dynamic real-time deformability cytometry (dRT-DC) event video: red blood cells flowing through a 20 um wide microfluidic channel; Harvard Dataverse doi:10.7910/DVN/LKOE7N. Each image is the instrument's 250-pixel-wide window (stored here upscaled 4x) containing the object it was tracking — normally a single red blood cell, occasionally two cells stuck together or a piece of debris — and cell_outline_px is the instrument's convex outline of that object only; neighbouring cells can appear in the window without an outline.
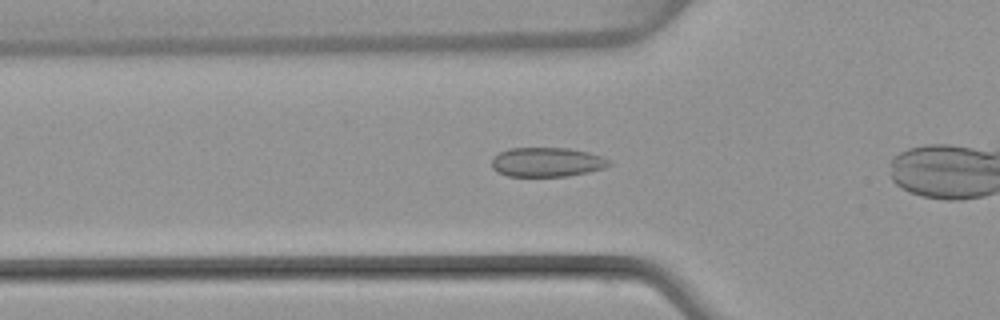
{"species": "common noctule bat (a hibernating species)", "species_latin": "Nyctalus noctula", "temperature_condition": "warm", "stored_images_in_passage": 25, "camera_frame_rate_fps": 3000, "um_per_image_px": 0.085, "animal": {"sex": "female", "body_mass_g": 22.7, "forearm_length_mm": 54.2}, "frame": {"image": 1, "passage_image": 2, "time_ms": 0.333, "image_size_px": [1000, 320], "cell_outline_px": [[612, 164], [604, 168], [588, 172], [568, 176], [508, 176], [492, 168], [492, 156], [508, 148], [568, 148], [588, 152], [612, 160]], "centroid_in_image_um": [46.5, 13.77], "position_along_channel_um": 79.3, "area_um2": 20.11}}
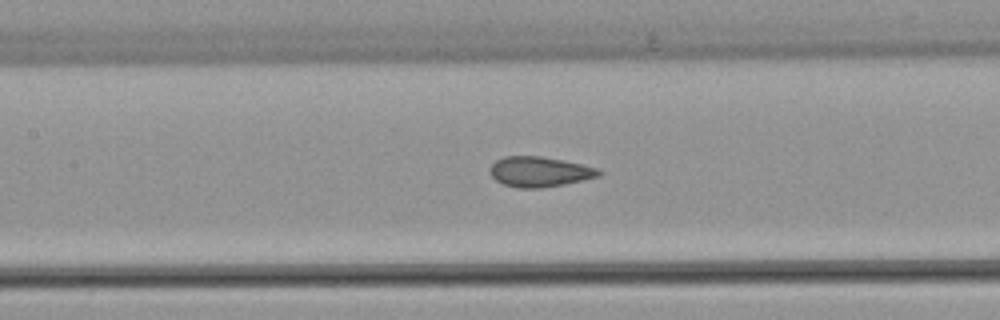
{"frame": {"image": 2, "passage_image": 8, "time_ms": 2.333, "image_size_px": [1000, 320], "cell_outline_px": [[604, 172], [600, 176], [564, 184], [540, 188], [516, 188], [504, 184], [496, 180], [492, 176], [488, 168], [496, 160], [504, 156], [540, 156], [564, 160], [596, 168]], "centroid_in_image_um": [45.84, 14.59], "position_along_channel_um": 161.6, "area_um2": 19.13}}
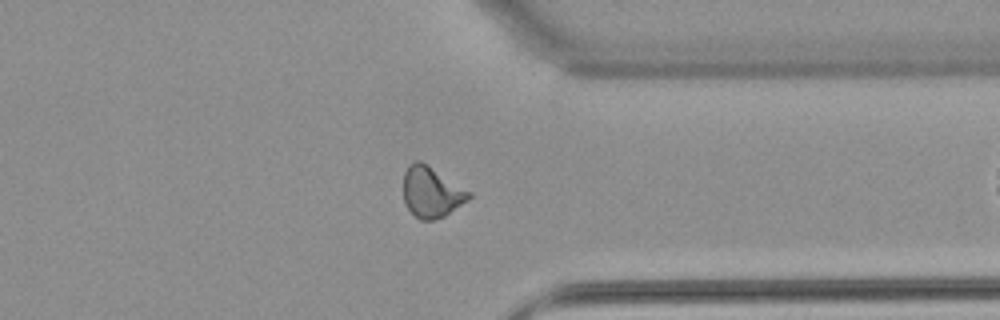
{"frame": {"image": 3, "passage_image": 24, "time_ms": 7.667, "image_size_px": [1000, 320], "cell_outline_px": [[472, 196], [468, 200], [444, 216], [432, 220], [420, 220], [404, 204], [404, 172], [408, 164], [416, 160], [420, 160], [472, 192]], "centroid_in_image_um": [36.67, 16.32], "position_along_channel_um": 374.7, "area_um2": 19.31}}